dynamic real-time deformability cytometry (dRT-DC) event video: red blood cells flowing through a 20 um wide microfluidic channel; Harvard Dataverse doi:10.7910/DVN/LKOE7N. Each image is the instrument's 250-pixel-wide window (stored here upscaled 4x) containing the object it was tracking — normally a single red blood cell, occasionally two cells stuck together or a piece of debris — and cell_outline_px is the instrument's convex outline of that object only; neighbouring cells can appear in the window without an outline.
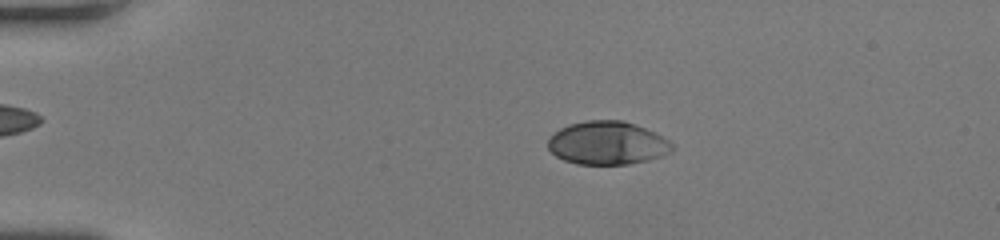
{"species": "human", "species_latin": "Homo sapiens", "temperature_condition": "room temperature", "stored_images_in_passage": 50, "camera_frame_rate_fps": 3000, "um_per_image_px": 0.085, "donor": {"sex": "female"}, "frame": {"image": 1, "passage_image": 11, "time_ms": 3.333, "image_size_px": [1000, 240], "cell_outline_px": [[672, 152], [648, 160], [628, 164], [576, 164], [564, 160], [556, 156], [548, 148], [548, 140], [560, 128], [568, 124], [588, 120], [620, 120], [636, 124], [668, 140], [672, 144]], "centroid_in_image_um": [51.6, 12.16], "position_along_channel_um": 33.4, "area_um2": 31.04}}
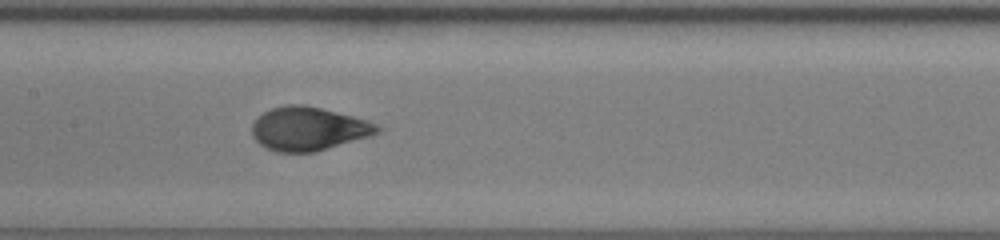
{"frame": {"image": 2, "passage_image": 26, "time_ms": 8.333, "image_size_px": [1000, 240], "cell_outline_px": [[384, 128], [380, 132], [372, 136], [316, 152], [276, 152], [264, 148], [252, 136], [252, 124], [264, 112], [272, 108], [288, 104], [304, 104], [368, 120]], "centroid_in_image_um": [26.25, 10.96], "position_along_channel_um": 181.2, "area_um2": 32.02}}
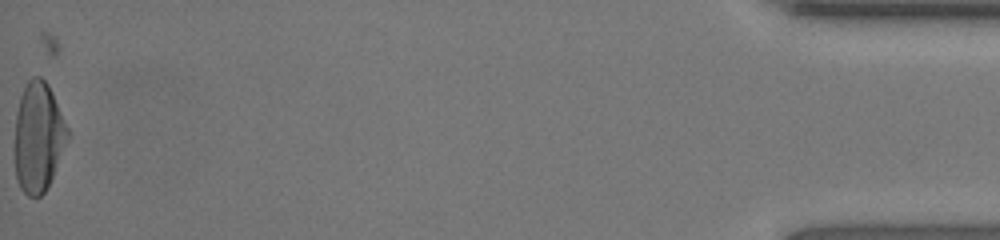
{"frame": {"image": 3, "passage_image": 50, "time_ms": 16.333, "image_size_px": [1000, 240], "cell_outline_px": [[68, 140], [48, 188], [40, 196], [28, 196], [20, 188], [16, 180], [16, 112], [20, 96], [28, 80], [32, 76], [40, 76], [48, 84], [52, 92], [68, 128]], "centroid_in_image_um": [3.27, 11.65], "position_along_channel_um": 431.9, "area_um2": 33.58}, "authors_computed_cell_mechanics": {"area_um2": 32.079, "velocity_mm_per_s": 4.3006, "shape_relaxation_time_tau1_ms": 4.3238, "shape_relaxation_time_tau2_ms": null, "deformation_change_tau1": 0.2239, "deformation_change_tau2": null}}